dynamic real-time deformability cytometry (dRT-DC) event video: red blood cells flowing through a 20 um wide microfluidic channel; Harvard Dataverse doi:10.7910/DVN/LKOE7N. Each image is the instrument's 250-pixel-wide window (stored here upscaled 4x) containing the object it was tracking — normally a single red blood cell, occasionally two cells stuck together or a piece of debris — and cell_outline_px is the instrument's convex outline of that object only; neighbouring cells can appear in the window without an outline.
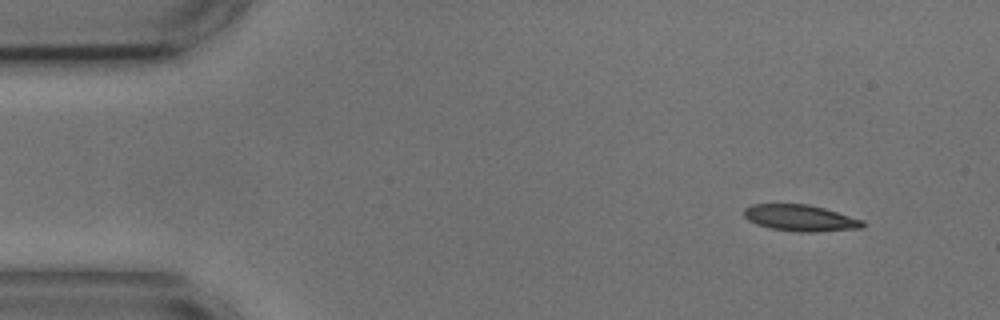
{"species": "common noctule bat (a hibernating species)", "species_latin": "Nyctalus noctula", "temperature_condition": "cold", "stored_images_in_passage": 51, "camera_frame_rate_fps": 3000, "um_per_image_px": 0.085, "animal": {"sex": "male", "body_mass_g": 17.9, "forearm_length_mm": 54.2}, "frame": {"image": 1, "passage_image": 1, "time_ms": 0.0, "image_size_px": [1000, 320], "cell_outline_px": [[864, 228], [816, 232], [800, 232], [772, 228], [756, 224], [748, 220], [744, 216], [744, 208], [752, 204], [808, 204], [824, 208], [864, 220]], "centroid_in_image_um": [68.05, 18.53], "position_along_channel_um": 17.0, "area_um2": 18.26}}
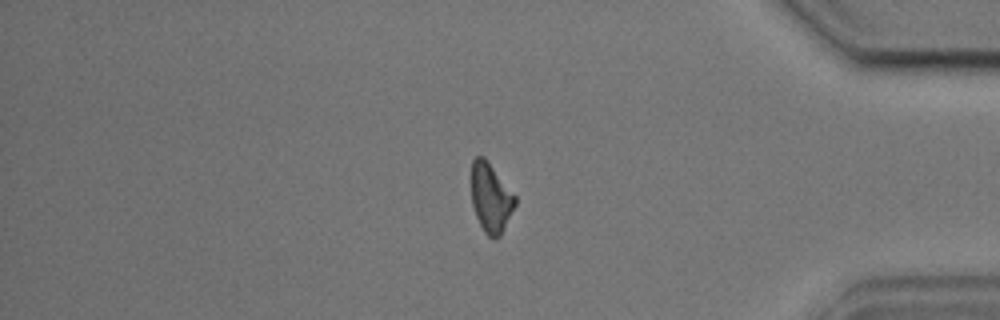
{"frame": {"image": 2, "passage_image": 42, "time_ms": 13.667, "image_size_px": [1000, 320], "cell_outline_px": [[516, 204], [500, 236], [492, 240], [484, 232], [476, 216], [472, 204], [472, 160], [476, 156], [484, 156], [488, 160], [516, 196]], "centroid_in_image_um": [41.72, 16.81], "position_along_channel_um": 393.5, "area_um2": 17.69}}
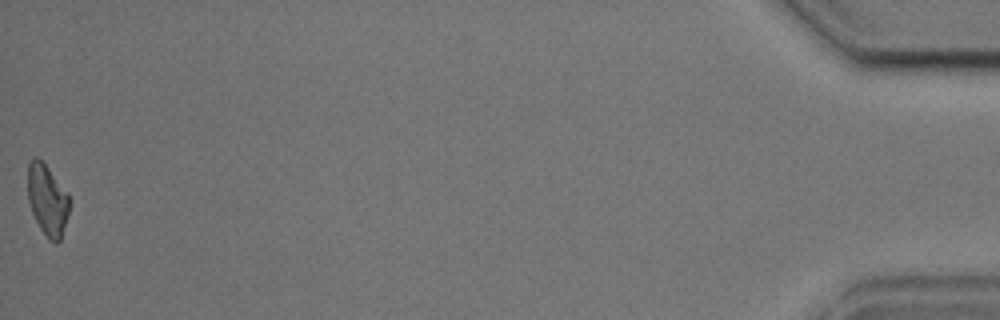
{"frame": {"image": 3, "passage_image": 51, "time_ms": 16.667, "image_size_px": [1000, 320], "cell_outline_px": [[68, 212], [60, 240], [56, 244], [48, 240], [40, 228], [32, 212], [28, 200], [28, 164], [32, 156], [36, 156], [48, 168], [68, 192]], "centroid_in_image_um": [4.01, 16.99], "position_along_channel_um": 431.2, "area_um2": 17.05}, "authors_computed_cell_mechanics": {"area_um2": 18.6694, "velocity_mm_per_s": 3.602, "shape_relaxation_time_tau1_ms": 8.4617, "shape_relaxation_time_tau2_ms": null, "deformation_change_tau1": 0.1867, "deformation_change_tau2": null}}